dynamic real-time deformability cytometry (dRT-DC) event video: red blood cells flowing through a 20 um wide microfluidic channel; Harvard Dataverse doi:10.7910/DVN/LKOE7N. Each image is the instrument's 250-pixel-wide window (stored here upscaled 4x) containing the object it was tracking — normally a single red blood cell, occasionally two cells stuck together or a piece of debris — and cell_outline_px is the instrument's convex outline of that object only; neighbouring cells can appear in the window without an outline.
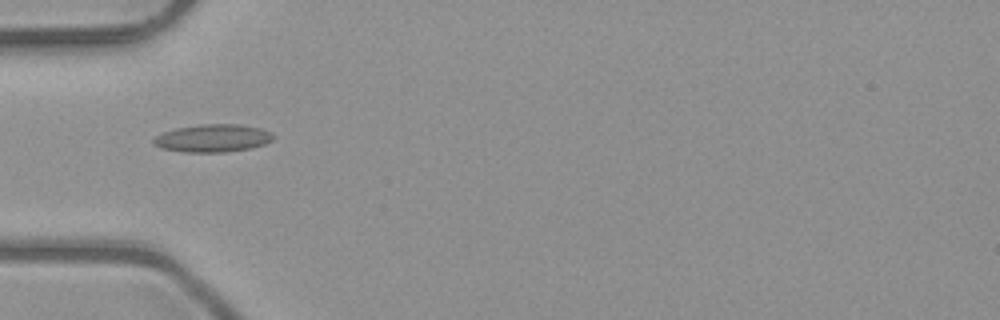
{"species": "common noctule bat (a hibernating species)", "species_latin": "Nyctalus noctula", "temperature_condition": "room temperature", "stored_images_in_passage": 3, "camera_frame_rate_fps": 3000, "um_per_image_px": 0.085, "animal": {"sex": "male", "body_mass_g": 23.1, "forearm_length_mm": 52.7}, "frame": {"image": 1, "passage_image": 3, "time_ms": 0.667, "image_size_px": [1000, 320], "cell_outline_px": [[276, 136], [272, 140], [264, 144], [252, 148], [224, 152], [184, 152], [160, 148], [152, 144], [152, 140], [156, 136], [164, 132], [176, 128], [200, 124], [240, 124], [260, 128], [272, 132]], "centroid_in_image_um": [18.1, 11.74], "position_along_channel_um": 66.9, "area_um2": 19.54}}